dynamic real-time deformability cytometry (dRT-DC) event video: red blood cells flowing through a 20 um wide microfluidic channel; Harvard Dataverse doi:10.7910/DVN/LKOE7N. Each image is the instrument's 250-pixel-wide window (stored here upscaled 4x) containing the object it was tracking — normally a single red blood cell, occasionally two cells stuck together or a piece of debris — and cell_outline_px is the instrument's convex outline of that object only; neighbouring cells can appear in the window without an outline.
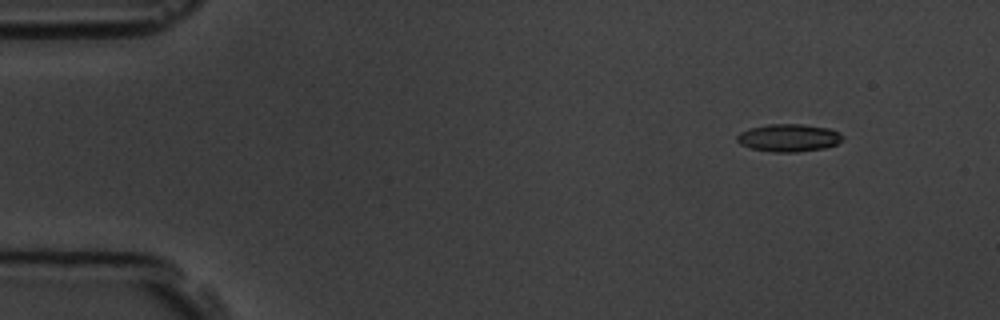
{"species": "common noctule bat (a hibernating species)", "species_latin": "Nyctalus noctula", "temperature_condition": "room temperature", "stored_images_in_passage": 6, "camera_frame_rate_fps": 3000, "um_per_image_px": 0.085, "animal": {"sex": "male", "body_mass_g": 19.5, "forearm_length_mm": 54.6}, "frame": {"image": 1, "passage_image": 3, "time_ms": 2.0, "image_size_px": [1000, 320], "cell_outline_px": [[844, 140], [836, 144], [824, 148], [796, 152], [772, 152], [752, 148], [740, 144], [736, 140], [736, 136], [740, 132], [752, 128], [768, 124], [800, 124], [828, 128], [840, 132], [844, 136]], "centroid_in_image_um": [67.07, 11.71], "position_along_channel_um": 17.9, "area_um2": 16.99}}
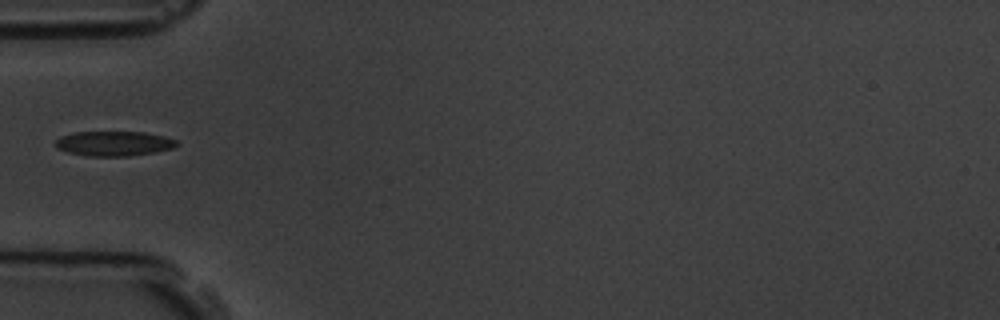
{"frame": {"image": 2, "passage_image": 6, "time_ms": 6.333, "image_size_px": [1000, 320], "cell_outline_px": [[180, 144], [172, 148], [152, 152], [128, 156], [84, 156], [68, 152], [56, 148], [56, 140], [60, 136], [72, 132], [144, 132], [164, 136], [176, 140]], "centroid_in_image_um": [9.65, 12.19], "position_along_channel_um": 75.4, "area_um2": 17.51}}